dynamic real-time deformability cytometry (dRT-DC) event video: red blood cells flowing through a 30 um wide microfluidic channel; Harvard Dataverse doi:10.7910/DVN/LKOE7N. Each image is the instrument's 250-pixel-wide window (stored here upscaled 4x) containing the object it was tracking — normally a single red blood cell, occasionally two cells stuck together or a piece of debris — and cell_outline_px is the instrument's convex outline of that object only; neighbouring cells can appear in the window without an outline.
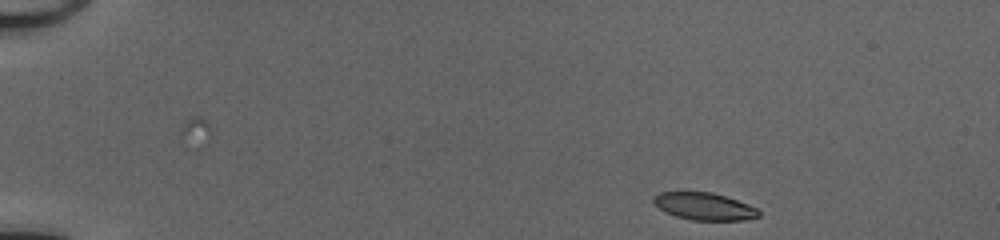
{"species": "common noctule bat (a hibernating species)", "species_latin": "Nyctalus noctula", "temperature_condition": "cold", "stored_images_in_passage": 33, "camera_frame_rate_fps": 3000, "um_per_image_px": 0.085, "animal": {"sex": "female", "body_mass_g": 20.0, "forearm_length_mm": 54.0}, "frame": {"image": 1, "passage_image": 1, "time_ms": 0.0, "image_size_px": [1000, 240], "cell_outline_px": [[760, 216], [740, 220], [692, 220], [676, 216], [660, 208], [652, 200], [652, 196], [660, 192], [712, 192], [748, 204], [756, 208], [760, 212]], "centroid_in_image_um": [59.85, 17.53], "position_along_channel_um": 25.1, "area_um2": 16.47}}
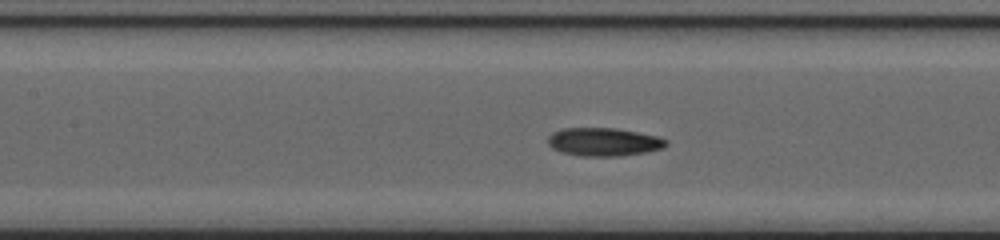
{"frame": {"image": 2, "passage_image": 19, "time_ms": 6.0, "image_size_px": [1000, 240], "cell_outline_px": [[668, 144], [664, 148], [648, 152], [620, 156], [580, 156], [560, 152], [552, 148], [548, 144], [548, 136], [552, 132], [564, 128], [616, 128], [660, 136], [668, 140]], "centroid_in_image_um": [51.35, 12.06], "position_along_channel_um": 156.1, "area_um2": 19.77}}
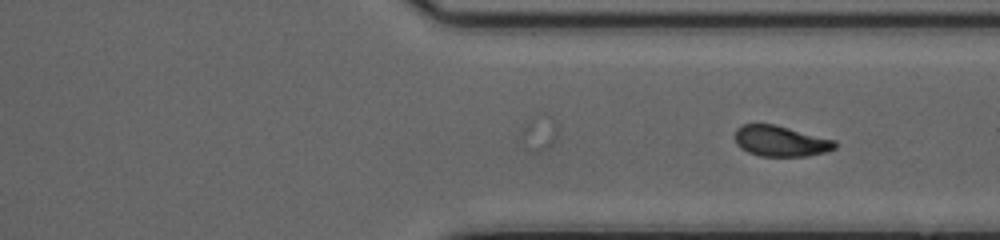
{"frame": {"image": 3, "passage_image": 33, "time_ms": 10.667, "image_size_px": [1000, 240], "cell_outline_px": [[836, 148], [828, 152], [808, 156], [760, 156], [748, 152], [740, 148], [736, 144], [736, 128], [744, 124], [776, 124], [836, 140]], "centroid_in_image_um": [66.39, 11.99], "position_along_channel_um": 345.0, "area_um2": 18.09}}